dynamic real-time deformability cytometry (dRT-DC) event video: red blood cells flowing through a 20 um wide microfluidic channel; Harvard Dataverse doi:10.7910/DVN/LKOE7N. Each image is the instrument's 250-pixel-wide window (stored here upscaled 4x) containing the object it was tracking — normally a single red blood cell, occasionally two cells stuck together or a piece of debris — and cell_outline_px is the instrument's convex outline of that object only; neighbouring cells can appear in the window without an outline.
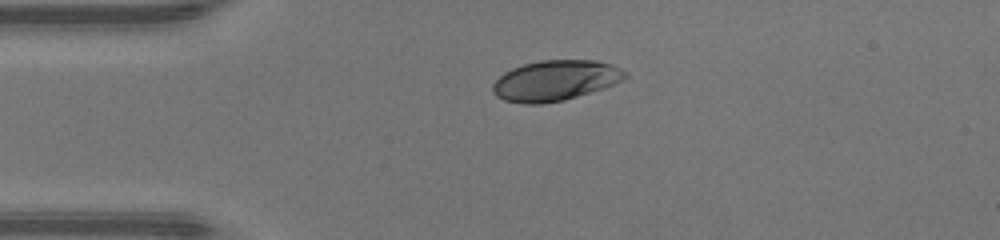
{"species": "human", "species_latin": "Homo sapiens", "temperature_condition": "warm", "stored_images_in_passage": 38, "camera_frame_rate_fps": 3000, "um_per_image_px": 0.085, "donor": {"sex": "male"}, "frame": {"image": 1, "passage_image": 1, "time_ms": 0.0, "image_size_px": [1000, 240], "cell_outline_px": [[628, 76], [624, 80], [604, 88], [564, 100], [540, 104], [524, 104], [504, 100], [496, 96], [492, 92], [492, 84], [504, 72], [512, 68], [524, 64], [540, 60], [596, 60], [612, 64], [628, 72]], "centroid_in_image_um": [47.21, 6.84], "position_along_channel_um": 37.8, "area_um2": 31.39}}
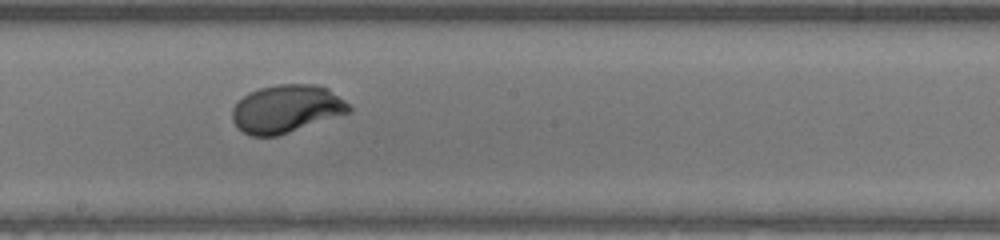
{"frame": {"image": 2, "passage_image": 16, "time_ms": 5.0, "image_size_px": [1000, 240], "cell_outline_px": [[352, 112], [276, 136], [252, 136], [236, 128], [232, 120], [232, 108], [248, 92], [260, 88], [276, 84], [316, 84], [328, 88], [344, 100], [352, 108]], "centroid_in_image_um": [24.34, 9.24], "position_along_channel_um": 223.9, "area_um2": 32.6}}
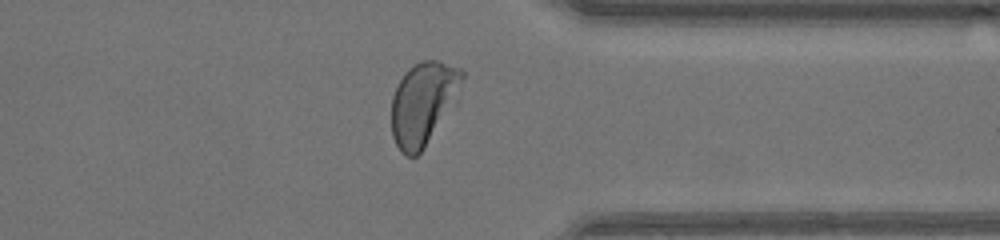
{"frame": {"image": 3, "passage_image": 27, "time_ms": 8.667, "image_size_px": [1000, 240], "cell_outline_px": [[464, 80], [460, 100], [424, 148], [416, 156], [408, 156], [400, 152], [392, 136], [392, 96], [400, 80], [408, 68], [420, 60], [440, 60], [464, 68]], "centroid_in_image_um": [36.06, 8.75], "position_along_channel_um": 375.3, "area_um2": 35.2}, "authors_computed_cell_mechanics": {"area_um2": 32.9171, "velocity_mm_per_s": 4.305, "shape_relaxation_time_tau1_ms": 1.7548, "shape_relaxation_time_tau2_ms": null, "deformation_change_tau1": 0.1541, "deformation_change_tau2": null}}